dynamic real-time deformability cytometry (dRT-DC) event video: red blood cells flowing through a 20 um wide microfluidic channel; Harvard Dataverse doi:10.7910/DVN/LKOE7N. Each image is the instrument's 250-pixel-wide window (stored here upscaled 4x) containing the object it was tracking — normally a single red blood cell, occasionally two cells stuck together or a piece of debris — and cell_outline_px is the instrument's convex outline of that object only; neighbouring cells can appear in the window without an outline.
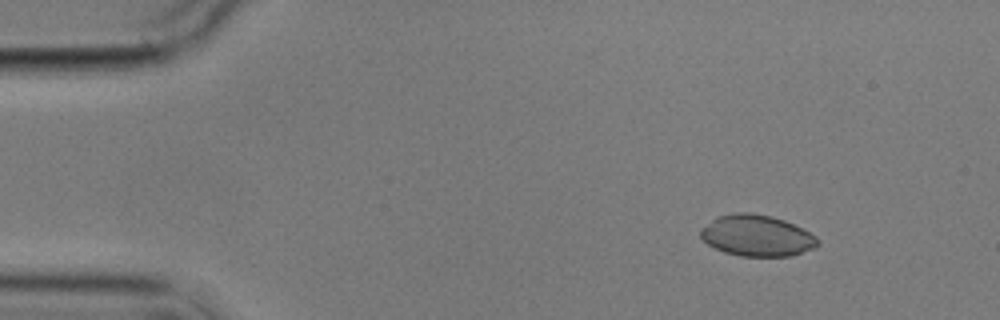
{"species": "common noctule bat (a hibernating species)", "species_latin": "Nyctalus noctula", "temperature_condition": "cold", "stored_images_in_passage": 5, "camera_frame_rate_fps": 3000, "um_per_image_px": 0.085, "animal": {"sex": "male", "body_mass_g": 17.9}, "frame": {"image": 1, "passage_image": 2, "time_ms": 1.333, "image_size_px": [1000, 320], "cell_outline_px": [[820, 244], [816, 248], [792, 256], [740, 256], [724, 252], [708, 244], [700, 236], [700, 228], [716, 216], [732, 212], [748, 212], [772, 216], [784, 220], [816, 236], [820, 240]], "centroid_in_image_um": [64.33, 20.02], "position_along_channel_um": 20.7, "area_um2": 28.38}}
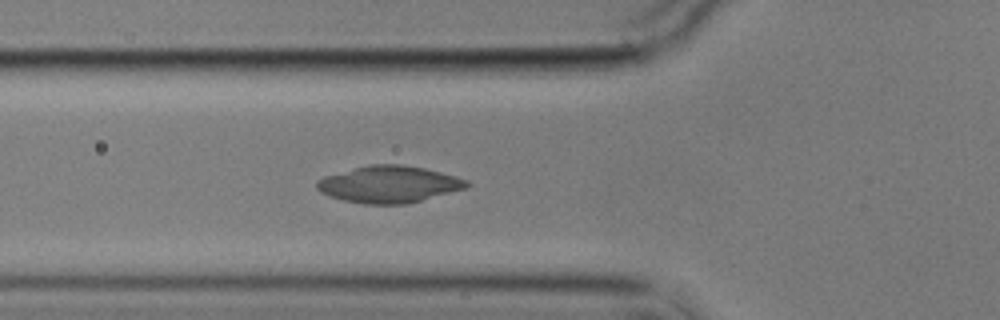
{"frame": {"image": 2, "passage_image": 5, "time_ms": 5.667, "image_size_px": [1000, 320], "cell_outline_px": [[472, 184], [468, 188], [404, 204], [364, 204], [344, 200], [320, 192], [316, 188], [316, 180], [324, 176], [368, 164], [400, 164], [424, 168], [456, 176], [468, 180]], "centroid_in_image_um": [33.08, 15.65], "position_along_channel_um": 92.7, "area_um2": 32.14}}